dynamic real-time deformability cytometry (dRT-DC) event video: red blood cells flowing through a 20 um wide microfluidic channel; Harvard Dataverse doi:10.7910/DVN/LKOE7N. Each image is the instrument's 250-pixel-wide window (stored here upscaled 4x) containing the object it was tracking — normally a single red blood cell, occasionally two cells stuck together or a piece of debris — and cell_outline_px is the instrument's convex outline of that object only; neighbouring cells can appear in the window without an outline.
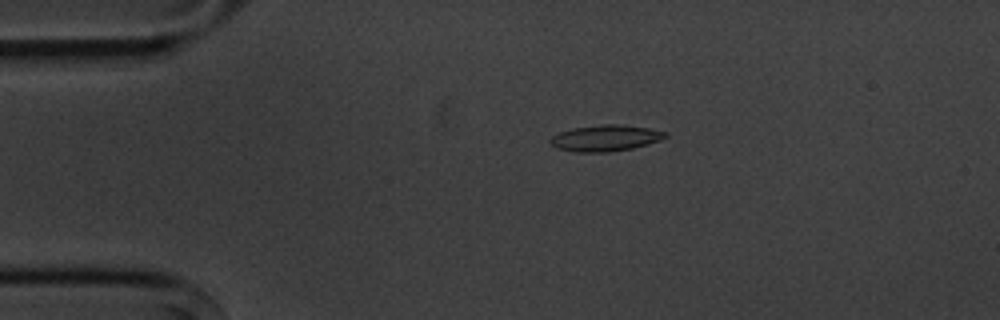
{"species": "common noctule bat (a hibernating species)", "species_latin": "Nyctalus noctula", "temperature_condition": "cold", "stored_images_in_passage": 4, "camera_frame_rate_fps": 3000, "um_per_image_px": 0.085, "animal": {"sex": "male", "body_mass_g": 20.1, "forearm_length_mm": 53.5}, "frame": {"image": 1, "passage_image": 3, "time_ms": 3.0, "image_size_px": [1000, 320], "cell_outline_px": [[668, 136], [660, 140], [632, 148], [608, 152], [576, 152], [556, 148], [552, 144], [552, 136], [560, 132], [572, 128], [600, 124], [624, 124], [648, 128], [668, 132]], "centroid_in_image_um": [51.49, 11.72], "position_along_channel_um": 33.5, "area_um2": 17.51}}